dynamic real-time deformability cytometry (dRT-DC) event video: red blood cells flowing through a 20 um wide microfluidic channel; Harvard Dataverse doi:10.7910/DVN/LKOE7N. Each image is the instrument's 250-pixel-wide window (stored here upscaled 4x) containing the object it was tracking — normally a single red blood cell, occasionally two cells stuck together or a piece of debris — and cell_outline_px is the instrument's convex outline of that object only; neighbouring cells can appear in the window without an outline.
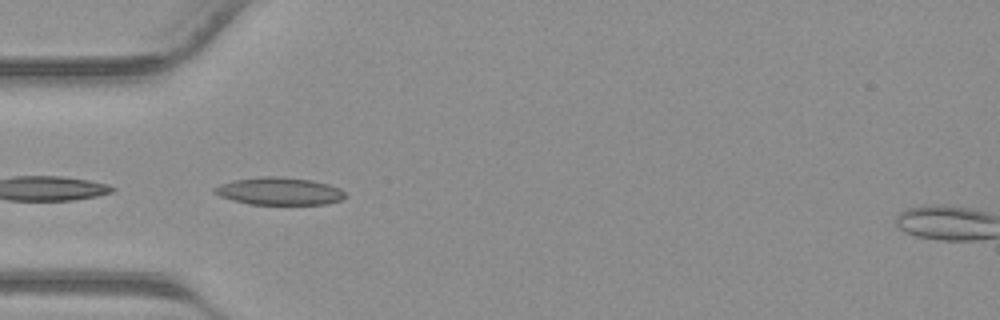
{"species": "common noctule bat (a hibernating species)", "species_latin": "Nyctalus noctula", "temperature_condition": "warm", "stored_images_in_passage": 25, "camera_frame_rate_fps": 3000, "um_per_image_px": 0.085, "animal": {"sex": "male", "body_mass_g": 23.1, "forearm_length_mm": 52.7}, "frame": {"image": 1, "passage_image": 13, "time_ms": 4.0, "image_size_px": [1000, 320], "cell_outline_px": [[344, 196], [340, 200], [324, 204], [248, 204], [232, 200], [220, 196], [212, 192], [212, 188], [220, 184], [236, 180], [264, 176], [276, 176], [312, 180], [328, 184], [340, 188], [344, 192]], "centroid_in_image_um": [23.7, 16.25], "position_along_channel_um": 61.3, "area_um2": 20.81}}
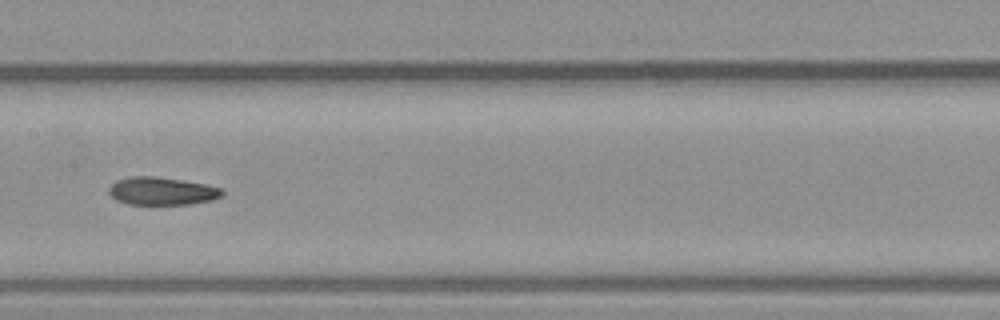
{"frame": {"image": 2, "passage_image": 21, "time_ms": 6.667, "image_size_px": [1000, 320], "cell_outline_px": [[224, 192], [220, 196], [212, 200], [188, 204], [128, 204], [116, 200], [108, 192], [108, 188], [116, 180], [132, 176], [156, 176], [184, 180], [204, 184], [220, 188]], "centroid_in_image_um": [13.72, 16.23], "position_along_channel_um": 193.7, "area_um2": 18.32}}
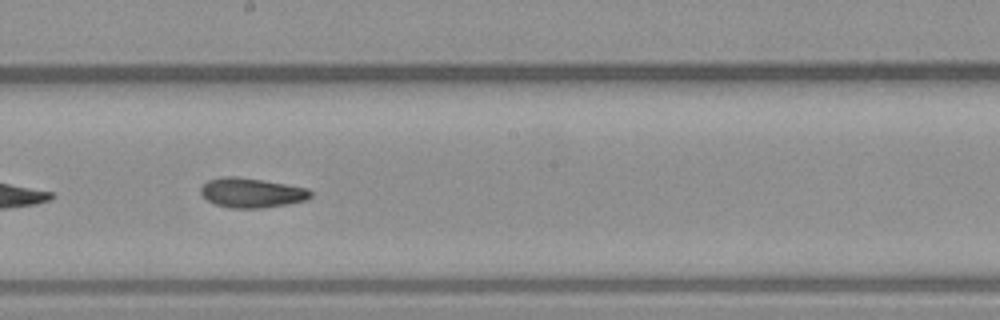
{"frame": {"image": 3, "passage_image": 23, "time_ms": 7.333, "image_size_px": [1000, 320], "cell_outline_px": [[312, 196], [304, 200], [288, 204], [260, 208], [232, 208], [216, 204], [208, 200], [200, 192], [200, 188], [208, 180], [220, 176], [236, 176], [308, 188], [312, 192]], "centroid_in_image_um": [21.37, 16.38], "position_along_channel_um": 226.8, "area_um2": 18.79}}